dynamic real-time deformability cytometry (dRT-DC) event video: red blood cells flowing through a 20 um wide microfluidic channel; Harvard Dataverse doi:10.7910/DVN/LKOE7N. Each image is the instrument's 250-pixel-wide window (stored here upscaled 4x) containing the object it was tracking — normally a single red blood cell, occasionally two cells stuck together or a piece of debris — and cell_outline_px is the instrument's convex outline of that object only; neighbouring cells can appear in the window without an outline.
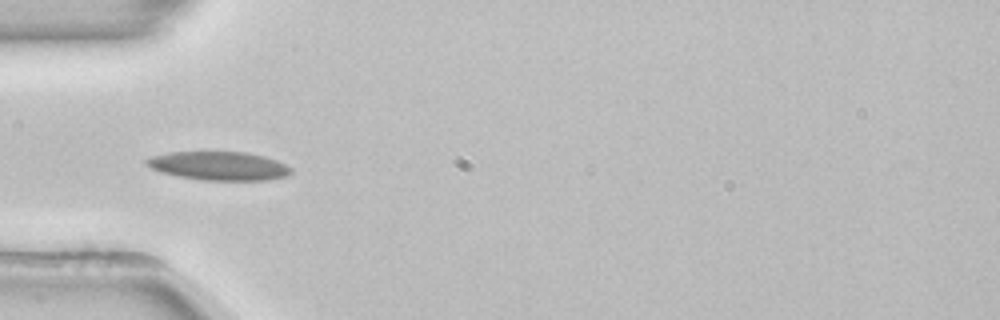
{"species": "common noctule bat (a hibernating species)", "species_latin": "Nyctalus noctula", "temperature_condition": "room temperature", "stored_images_in_passage": 37, "camera_frame_rate_fps": 3000, "um_per_image_px": 0.085, "animal": {"sex": "female", "body_mass_g": 22.7, "forearm_length_mm": 54.2}, "frame": {"image": 1, "passage_image": 1, "time_ms": 0.0, "image_size_px": [1000, 320], "cell_outline_px": [[292, 172], [284, 176], [268, 180], [204, 180], [180, 176], [160, 172], [144, 164], [144, 160], [152, 156], [168, 152], [244, 152], [264, 156], [276, 160], [292, 168]], "centroid_in_image_um": [18.58, 14.09], "position_along_channel_um": 66.4, "area_um2": 23.99}, "authors_computed_cell_mechanics": {"area_um2": 22.3686, "velocity_mm_per_s": 3.8551, "shape_relaxation_time_tau1_ms": null, "shape_relaxation_time_tau2_ms": 5.8445, "deformation_change_tau1": null, "deformation_change_tau2": 0.1324}}